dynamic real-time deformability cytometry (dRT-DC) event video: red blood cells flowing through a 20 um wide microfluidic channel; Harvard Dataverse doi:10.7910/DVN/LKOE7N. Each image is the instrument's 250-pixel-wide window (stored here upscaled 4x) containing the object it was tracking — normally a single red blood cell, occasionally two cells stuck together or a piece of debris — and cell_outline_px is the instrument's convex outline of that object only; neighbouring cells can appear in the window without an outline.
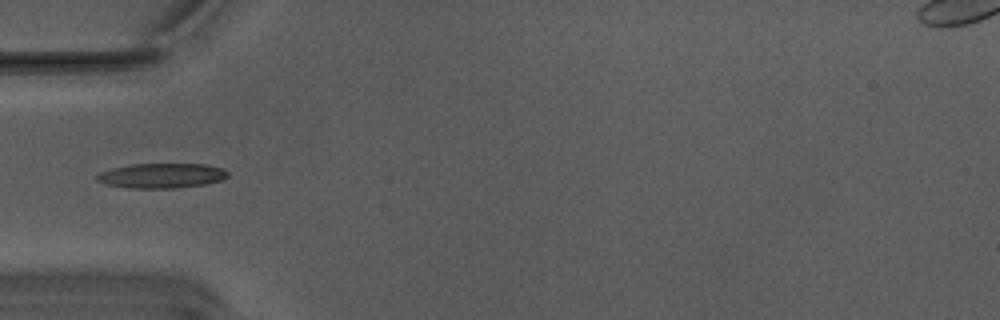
{"species": "Egyptian fruit bat (a non-hibernating species)", "species_latin": "Rousettus aegyptiacus", "temperature_condition": "warm", "stored_images_in_passage": 32, "camera_frame_rate_fps": 3000, "um_per_image_px": 0.085, "animal": {"sex": "male"}, "frame": {"image": 1, "passage_image": 1, "time_ms": 0.0, "image_size_px": [1000, 320], "cell_outline_px": [[228, 176], [224, 180], [204, 184], [176, 188], [132, 188], [108, 184], [96, 180], [96, 176], [100, 172], [112, 168], [132, 164], [204, 164], [220, 168], [228, 172]], "centroid_in_image_um": [13.75, 14.93], "position_along_channel_um": 71.2, "area_um2": 18.79}}
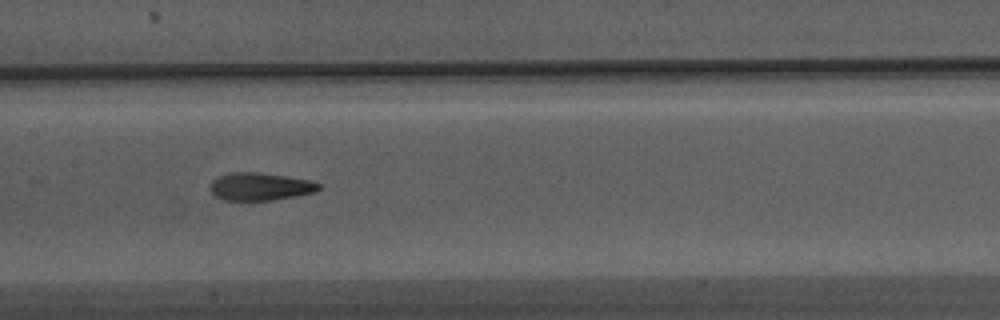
{"frame": {"image": 2, "passage_image": 10, "time_ms": 3.0, "image_size_px": [1000, 320], "cell_outline_px": [[320, 188], [316, 192], [296, 196], [248, 204], [224, 200], [216, 196], [212, 192], [212, 180], [220, 176], [240, 172], [252, 172], [284, 176], [308, 180], [320, 184]], "centroid_in_image_um": [22.11, 15.92], "position_along_channel_um": 185.3, "area_um2": 17.74}}
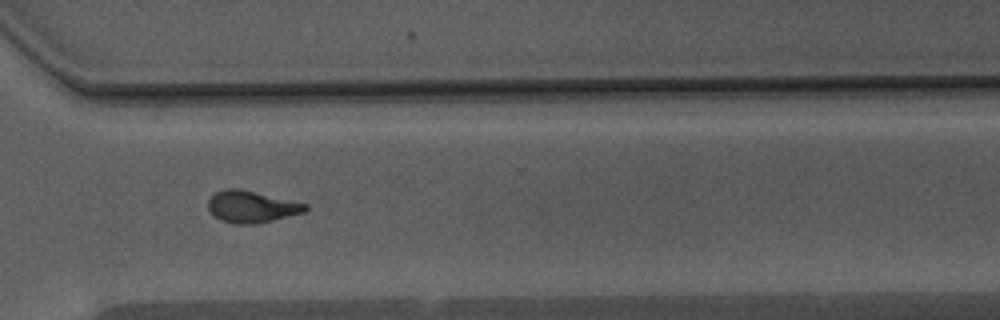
{"frame": {"image": 3, "passage_image": 23, "time_ms": 7.333, "image_size_px": [1000, 320], "cell_outline_px": [[308, 208], [304, 212], [256, 224], [236, 224], [220, 220], [208, 208], [208, 200], [216, 192], [228, 188], [240, 188], [308, 204]], "centroid_in_image_um": [21.39, 17.56], "position_along_channel_um": 349.2, "area_um2": 17.86}}